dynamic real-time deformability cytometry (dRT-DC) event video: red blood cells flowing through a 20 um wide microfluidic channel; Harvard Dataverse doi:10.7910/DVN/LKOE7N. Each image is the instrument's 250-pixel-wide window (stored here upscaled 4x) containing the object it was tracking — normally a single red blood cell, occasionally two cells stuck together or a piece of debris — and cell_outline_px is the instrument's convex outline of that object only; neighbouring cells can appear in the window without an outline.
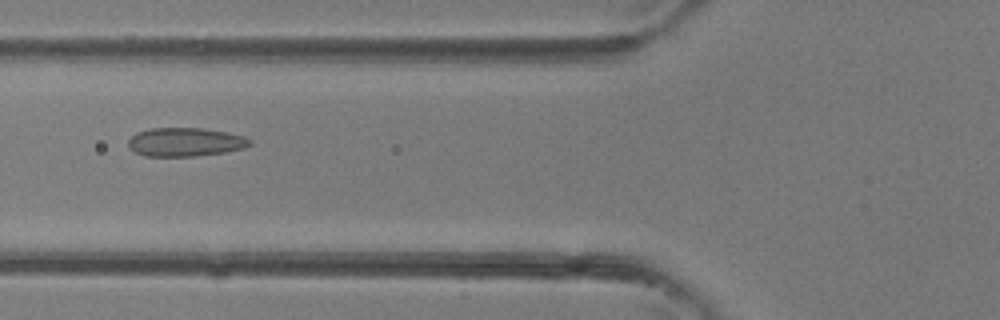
{"species": "common noctule bat (a hibernating species)", "species_latin": "Nyctalus noctula", "temperature_condition": "room temperature", "stored_images_in_passage": 27, "camera_frame_rate_fps": 3000, "um_per_image_px": 0.085, "animal": {"sex": "female"}, "frame": {"image": 1, "passage_image": 3, "time_ms": 0.667, "image_size_px": [1000, 320], "cell_outline_px": [[252, 144], [244, 148], [224, 152], [196, 156], [144, 156], [136, 152], [128, 144], [128, 140], [136, 132], [152, 128], [200, 128], [228, 132], [244, 136], [252, 140]], "centroid_in_image_um": [15.78, 12.07], "position_along_channel_um": 110.0, "area_um2": 20.29}}
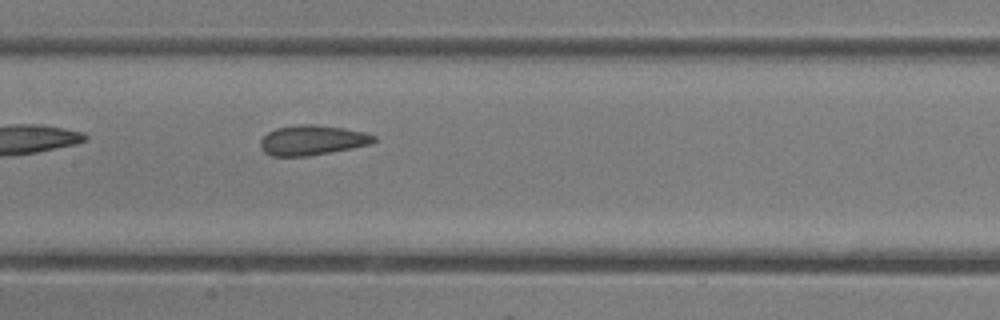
{"frame": {"image": 2, "passage_image": 7, "time_ms": 2.0, "image_size_px": [1000, 320], "cell_outline_px": [[376, 140], [372, 144], [332, 152], [308, 156], [272, 156], [264, 152], [260, 148], [260, 140], [268, 132], [276, 128], [296, 124], [312, 124], [344, 128], [364, 132], [376, 136]], "centroid_in_image_um": [26.54, 11.91], "position_along_channel_um": 180.9, "area_um2": 19.94}}
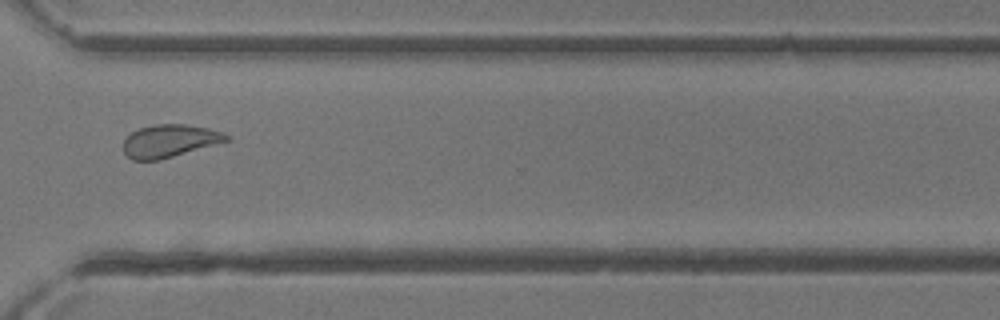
{"frame": {"image": 3, "passage_image": 17, "time_ms": 5.333, "image_size_px": [1000, 320], "cell_outline_px": [[232, 140], [160, 160], [132, 160], [124, 152], [124, 140], [132, 132], [140, 128], [156, 124], [184, 124], [208, 128], [224, 132]], "centroid_in_image_um": [14.45, 11.98], "position_along_channel_um": 356.1, "area_um2": 19.65}}